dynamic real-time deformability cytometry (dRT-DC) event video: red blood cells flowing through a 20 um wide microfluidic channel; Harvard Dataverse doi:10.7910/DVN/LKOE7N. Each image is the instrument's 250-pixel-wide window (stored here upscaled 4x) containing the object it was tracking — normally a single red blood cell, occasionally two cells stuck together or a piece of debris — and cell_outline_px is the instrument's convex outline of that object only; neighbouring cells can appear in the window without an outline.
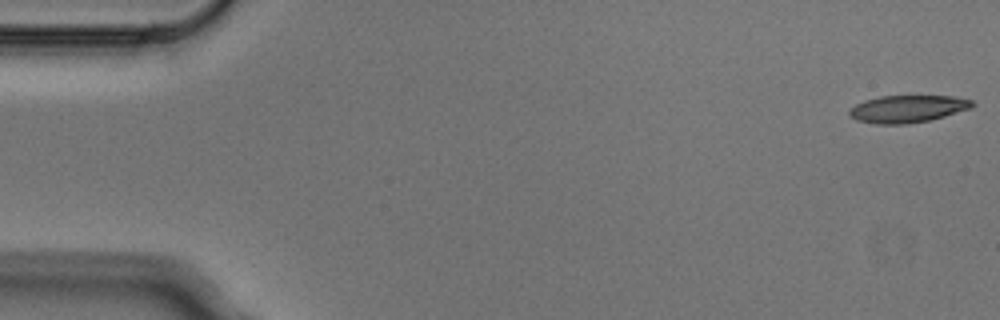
{"species": "Egyptian fruit bat (a non-hibernating species)", "species_latin": "Rousettus aegyptiacus", "temperature_condition": "cold", "stored_images_in_passage": 3, "camera_frame_rate_fps": 3000, "um_per_image_px": 0.085, "animal": {"sex": "male"}, "frame": {"image": 1, "passage_image": 1, "time_ms": 0.0, "image_size_px": [1000, 320], "cell_outline_px": [[976, 104], [972, 108], [944, 116], [928, 120], [908, 124], [876, 124], [856, 120], [848, 116], [848, 112], [856, 104], [864, 100], [880, 96], [952, 96], [972, 100]], "centroid_in_image_um": [77.14, 9.25], "position_along_channel_um": 7.9, "area_um2": 19.59}}